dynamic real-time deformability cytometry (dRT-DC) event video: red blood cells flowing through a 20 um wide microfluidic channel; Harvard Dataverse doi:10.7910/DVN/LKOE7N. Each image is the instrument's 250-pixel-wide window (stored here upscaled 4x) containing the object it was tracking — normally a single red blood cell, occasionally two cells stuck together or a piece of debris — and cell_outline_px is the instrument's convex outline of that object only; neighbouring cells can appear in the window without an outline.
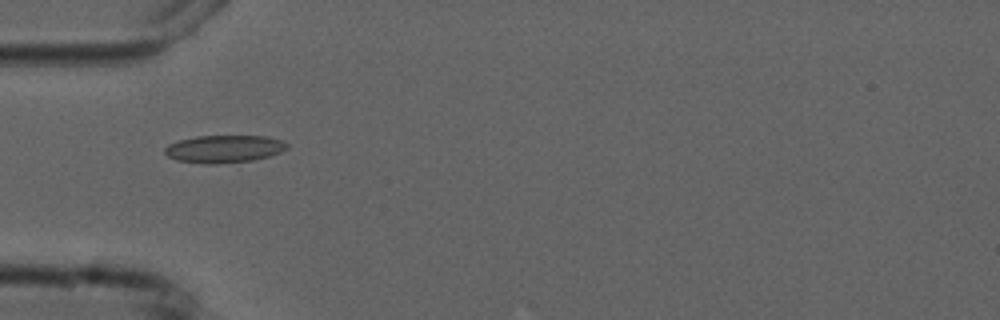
{"species": "common noctule bat (a hibernating species)", "species_latin": "Nyctalus noctula", "temperature_condition": "cold", "stored_images_in_passage": 3, "camera_frame_rate_fps": 3000, "um_per_image_px": 0.085, "animal": {"sex": "male", "forearm_length_mm": 52.5}, "frame": {"image": 1, "passage_image": 1, "time_ms": 0.0, "image_size_px": [1000, 320], "cell_outline_px": [[288, 148], [280, 152], [268, 156], [252, 160], [216, 164], [208, 164], [176, 160], [168, 156], [164, 152], [164, 148], [168, 144], [180, 140], [196, 136], [268, 136], [280, 140], [288, 144]], "centroid_in_image_um": [19.03, 12.65], "position_along_channel_um": 66.0, "area_um2": 19.54}}
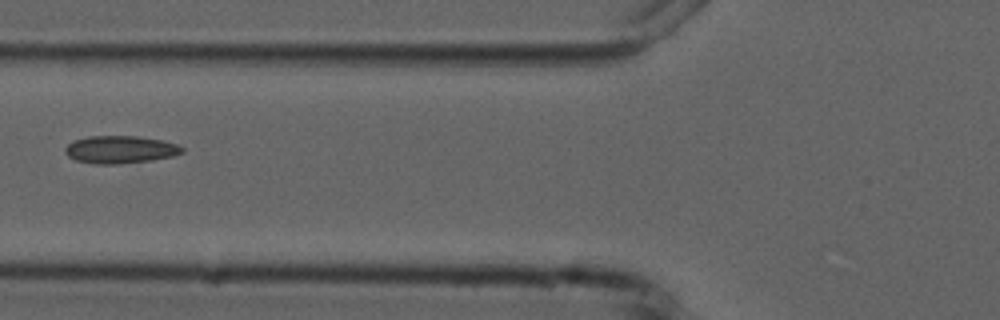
{"frame": {"image": 2, "passage_image": 2, "time_ms": 1.333, "image_size_px": [1000, 320], "cell_outline_px": [[184, 152], [172, 156], [152, 160], [116, 164], [96, 164], [76, 160], [68, 156], [64, 152], [64, 148], [72, 140], [88, 136], [136, 136], [164, 140], [176, 144], [184, 148]], "centroid_in_image_um": [10.2, 12.7], "position_along_channel_um": 115.6, "area_um2": 18.9}}
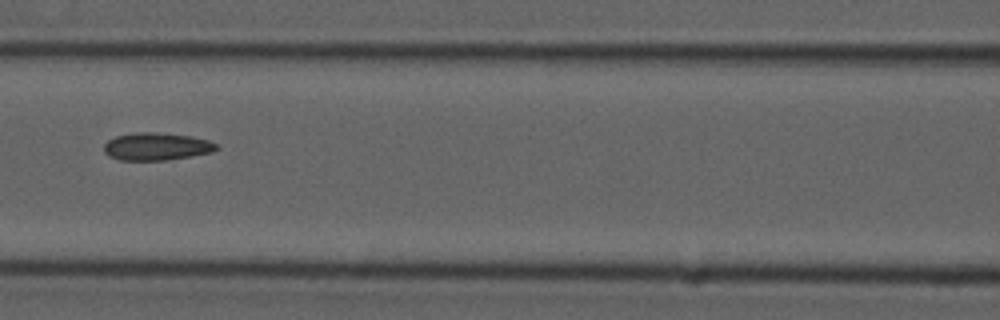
{"frame": {"image": 3, "passage_image": 3, "time_ms": 2.333, "image_size_px": [1000, 320], "cell_outline_px": [[220, 148], [212, 152], [192, 156], [164, 160], [120, 160], [108, 156], [104, 152], [104, 144], [108, 140], [116, 136], [136, 132], [156, 132], [192, 136], [208, 140], [216, 144]], "centroid_in_image_um": [13.3, 12.45], "position_along_channel_um": 153.3, "area_um2": 18.15}}